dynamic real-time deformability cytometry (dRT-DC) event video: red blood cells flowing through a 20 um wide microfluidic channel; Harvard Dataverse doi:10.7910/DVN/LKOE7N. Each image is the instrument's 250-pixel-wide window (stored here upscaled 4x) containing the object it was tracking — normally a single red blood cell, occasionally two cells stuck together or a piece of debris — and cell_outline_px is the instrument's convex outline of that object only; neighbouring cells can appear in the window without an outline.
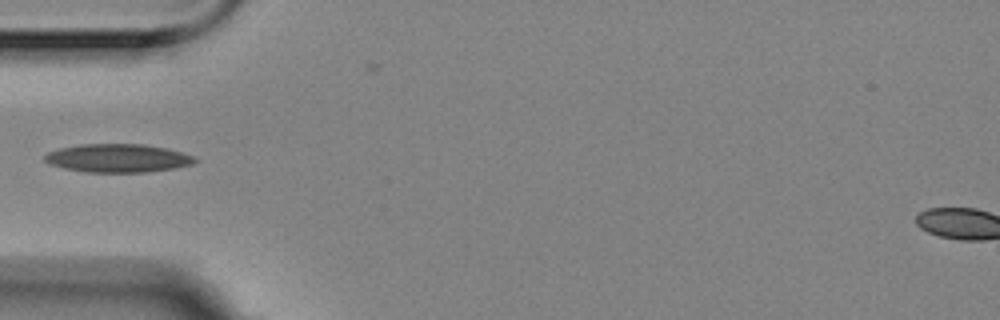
{"species": "Egyptian fruit bat (a non-hibernating species)", "species_latin": "Rousettus aegyptiacus", "temperature_condition": "room temperature", "stored_images_in_passage": 5, "camera_frame_rate_fps": 3000, "um_per_image_px": 0.085, "animal": {"sex": "female"}, "frame": {"image": 1, "passage_image": 5, "time_ms": 1.333, "image_size_px": [1000, 320], "cell_outline_px": [[196, 160], [192, 164], [176, 168], [144, 172], [84, 172], [64, 168], [48, 164], [44, 160], [44, 156], [48, 152], [60, 148], [80, 144], [144, 144], [168, 148], [196, 156]], "centroid_in_image_um": [10.02, 13.44], "position_along_channel_um": 75.0, "area_um2": 24.97}}